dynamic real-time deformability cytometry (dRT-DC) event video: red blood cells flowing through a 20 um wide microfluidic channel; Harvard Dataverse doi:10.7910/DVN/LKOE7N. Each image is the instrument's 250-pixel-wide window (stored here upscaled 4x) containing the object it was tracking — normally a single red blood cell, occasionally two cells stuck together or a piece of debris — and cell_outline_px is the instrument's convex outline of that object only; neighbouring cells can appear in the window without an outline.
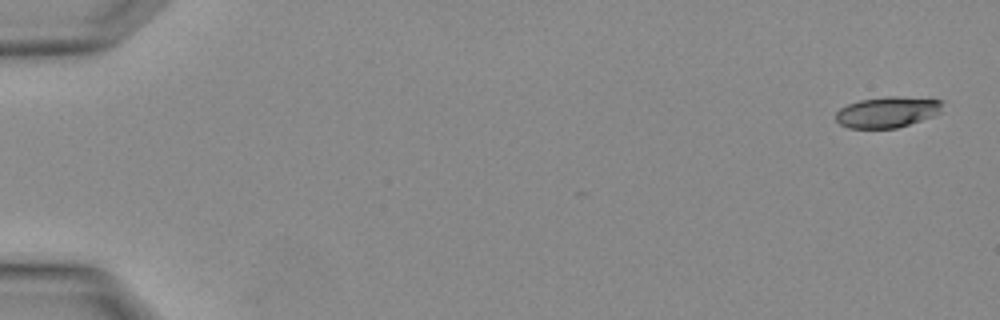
{"species": "Egyptian fruit bat (a non-hibernating species)", "species_latin": "Rousettus aegyptiacus", "temperature_condition": "warm", "stored_images_in_passage": 3, "camera_frame_rate_fps": 3000, "um_per_image_px": 0.085, "animal": {"sex": "female"}, "frame": {"image": 1, "passage_image": 1, "time_ms": 0.0, "image_size_px": [1000, 320], "cell_outline_px": [[944, 100], [940, 112], [932, 116], [896, 128], [848, 128], [840, 124], [836, 120], [836, 112], [840, 108], [848, 104], [860, 100], [888, 96], [896, 96]], "centroid_in_image_um": [75.41, 9.52], "position_along_channel_um": 9.6, "area_um2": 19.07}}
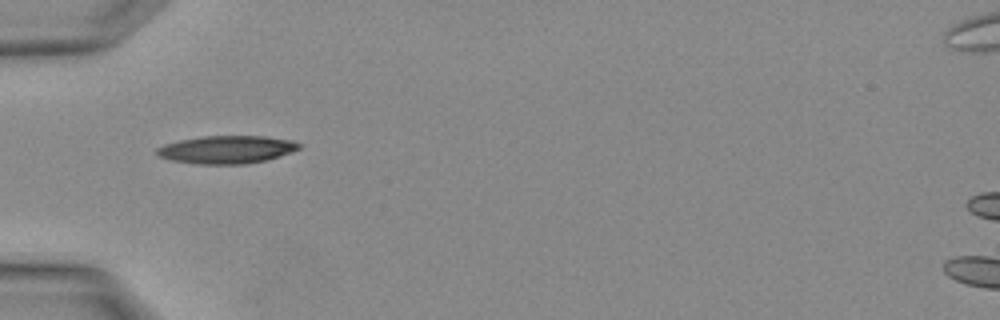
{"frame": {"image": 2, "passage_image": 3, "time_ms": 0.667, "image_size_px": [1000, 320], "cell_outline_px": [[300, 148], [292, 152], [268, 160], [244, 164], [200, 164], [172, 160], [160, 156], [156, 152], [156, 148], [164, 144], [180, 140], [200, 136], [264, 136], [292, 140], [300, 144]], "centroid_in_image_um": [19.29, 12.71], "position_along_channel_um": 65.7, "area_um2": 23.06}}